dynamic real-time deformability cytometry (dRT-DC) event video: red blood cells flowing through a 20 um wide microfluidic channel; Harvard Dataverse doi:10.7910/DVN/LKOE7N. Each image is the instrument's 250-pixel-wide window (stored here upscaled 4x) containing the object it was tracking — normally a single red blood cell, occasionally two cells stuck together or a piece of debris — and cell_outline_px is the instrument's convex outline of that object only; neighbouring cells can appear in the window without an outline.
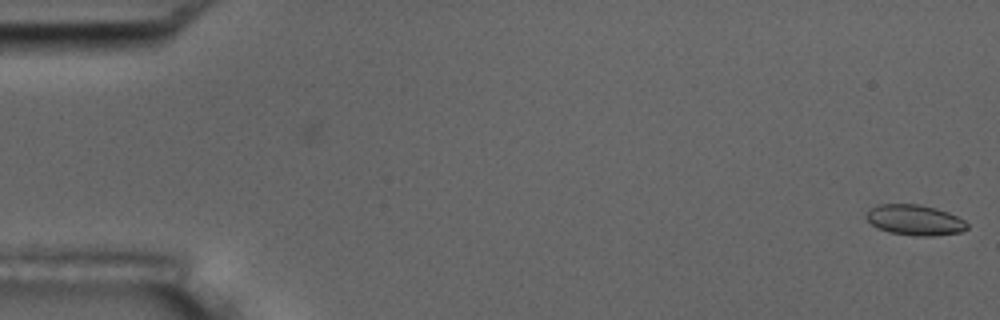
{"species": "common noctule bat (a hibernating species)", "species_latin": "Nyctalus noctula", "temperature_condition": "room temperature", "stored_images_in_passage": 2, "camera_frame_rate_fps": 3000, "um_per_image_px": 0.085, "animal": {"sex": "male", "body_mass_g": 17.5, "forearm_length_mm": 52.3}, "frame": {"image": 1, "passage_image": 2, "time_ms": 1.333, "image_size_px": [1000, 320], "cell_outline_px": [[968, 228], [960, 232], [932, 236], [916, 236], [888, 232], [876, 228], [864, 216], [868, 208], [876, 204], [920, 204], [936, 208], [948, 212], [964, 220], [968, 224]], "centroid_in_image_um": [77.71, 18.69], "position_along_channel_um": 7.3, "area_um2": 18.15}}